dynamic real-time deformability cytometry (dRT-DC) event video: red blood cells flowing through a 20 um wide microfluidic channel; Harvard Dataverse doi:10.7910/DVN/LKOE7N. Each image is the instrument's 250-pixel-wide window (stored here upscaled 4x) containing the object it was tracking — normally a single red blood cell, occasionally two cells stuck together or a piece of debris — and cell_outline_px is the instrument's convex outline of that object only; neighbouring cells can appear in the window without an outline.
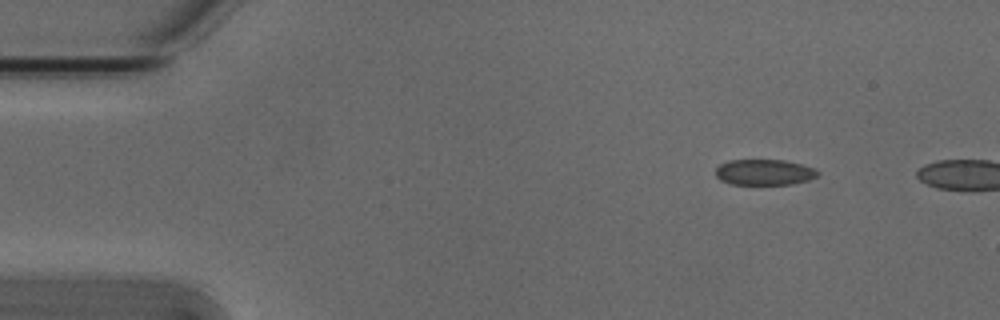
{"species": "Egyptian fruit bat (a non-hibernating species)", "species_latin": "Rousettus aegyptiacus", "temperature_condition": "cold", "stored_images_in_passage": 5, "camera_frame_rate_fps": 3000, "um_per_image_px": 0.085, "animal": {"sex": "male"}, "frame": {"image": 1, "passage_image": 1, "time_ms": 0.0, "image_size_px": [1000, 320], "cell_outline_px": [[820, 172], [816, 176], [808, 180], [792, 184], [728, 184], [720, 180], [716, 176], [716, 168], [720, 164], [728, 160], [784, 160], [800, 164], [812, 168]], "centroid_in_image_um": [64.92, 14.64], "position_along_channel_um": 20.1, "area_um2": 15.26}}
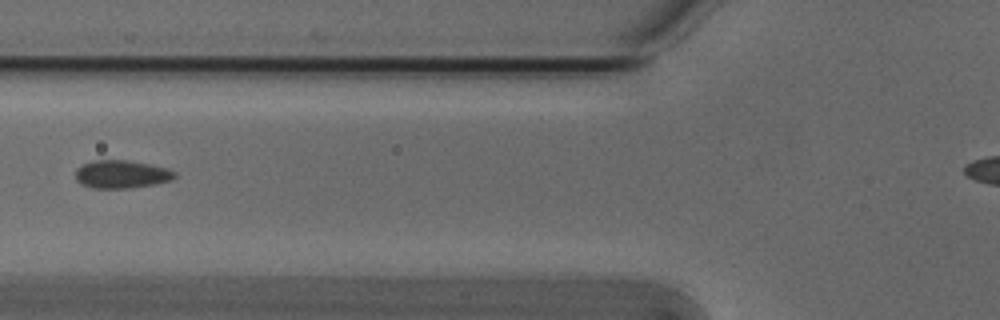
{"frame": {"image": 2, "passage_image": 4, "time_ms": 1.0, "image_size_px": [1000, 320], "cell_outline_px": [[176, 176], [172, 180], [156, 184], [128, 188], [92, 188], [80, 184], [76, 180], [76, 168], [92, 160], [124, 160], [152, 164], [168, 168], [176, 172]], "centroid_in_image_um": [10.34, 14.81], "position_along_channel_um": 115.5, "area_um2": 16.36}}